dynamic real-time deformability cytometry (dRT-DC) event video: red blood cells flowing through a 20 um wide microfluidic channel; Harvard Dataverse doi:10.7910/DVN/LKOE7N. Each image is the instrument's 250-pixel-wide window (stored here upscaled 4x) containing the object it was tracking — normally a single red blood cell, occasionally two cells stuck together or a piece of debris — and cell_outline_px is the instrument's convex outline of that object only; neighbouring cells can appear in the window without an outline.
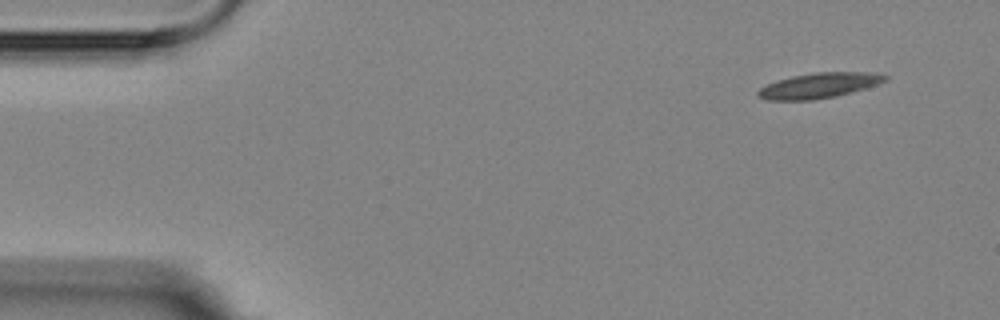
{"species": "Egyptian fruit bat (a non-hibernating species)", "species_latin": "Rousettus aegyptiacus", "temperature_condition": "room temperature", "stored_images_in_passage": 4, "camera_frame_rate_fps": 3000, "um_per_image_px": 0.085, "animal": {"sex": "female"}, "frame": {"image": 1, "passage_image": 1, "time_ms": 0.0, "image_size_px": [1000, 320], "cell_outline_px": [[888, 80], [864, 88], [836, 96], [812, 100], [768, 100], [756, 96], [756, 92], [760, 88], [776, 80], [792, 76], [816, 72], [876, 72], [888, 76]], "centroid_in_image_um": [69.6, 7.26], "position_along_channel_um": 15.4, "area_um2": 18.67}}